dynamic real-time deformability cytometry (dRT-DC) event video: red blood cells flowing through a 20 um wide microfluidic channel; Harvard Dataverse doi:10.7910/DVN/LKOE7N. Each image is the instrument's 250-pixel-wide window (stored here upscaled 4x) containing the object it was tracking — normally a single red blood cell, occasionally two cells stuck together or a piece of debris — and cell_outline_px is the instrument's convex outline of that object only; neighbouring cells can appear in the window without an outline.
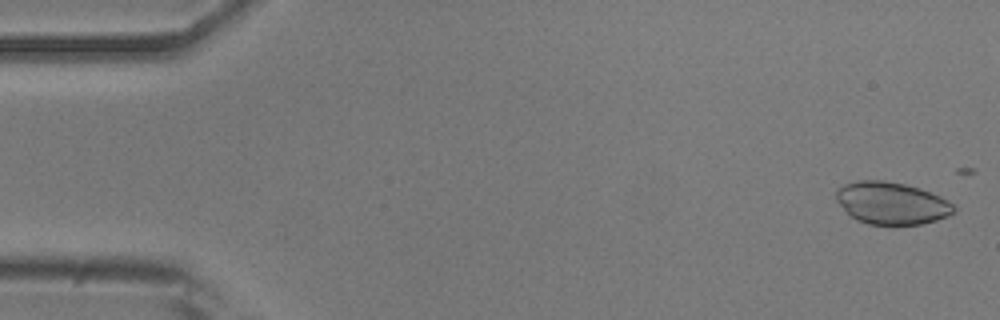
{"species": "common noctule bat (a hibernating species)", "species_latin": "Nyctalus noctula", "temperature_condition": "room temperature", "stored_images_in_passage": 14, "camera_frame_rate_fps": 3000, "um_per_image_px": 0.085, "animal": {"sex": "male", "body_mass_g": 20.5, "forearm_length_mm": 52.5}, "frame": {"image": 1, "passage_image": 1, "time_ms": 0.0, "image_size_px": [1000, 320], "cell_outline_px": [[956, 212], [948, 216], [924, 224], [896, 228], [868, 224], [856, 220], [836, 200], [836, 188], [844, 184], [856, 180], [884, 180], [904, 184], [920, 188], [940, 196], [952, 204], [956, 208]], "centroid_in_image_um": [75.8, 17.31], "position_along_channel_um": 9.2, "area_um2": 29.77}}